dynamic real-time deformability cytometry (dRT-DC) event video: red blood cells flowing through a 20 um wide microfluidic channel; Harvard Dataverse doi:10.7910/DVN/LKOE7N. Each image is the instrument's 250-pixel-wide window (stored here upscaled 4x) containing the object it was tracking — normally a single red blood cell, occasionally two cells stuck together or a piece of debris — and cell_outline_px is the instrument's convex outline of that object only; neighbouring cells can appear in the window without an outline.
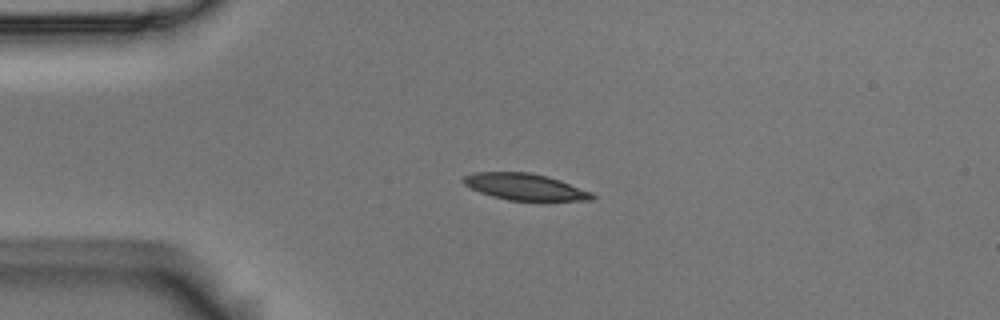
{"species": "Egyptian fruit bat (a non-hibernating species)", "species_latin": "Rousettus aegyptiacus", "temperature_condition": "room temperature", "stored_images_in_passage": 5, "camera_frame_rate_fps": 3000, "um_per_image_px": 0.085, "animal": {"sex": "male"}, "frame": {"image": 1, "passage_image": 3, "time_ms": 0.667, "image_size_px": [1000, 320], "cell_outline_px": [[596, 196], [592, 200], [508, 200], [492, 196], [480, 192], [464, 184], [460, 180], [464, 176], [472, 172], [528, 172], [548, 176], [560, 180], [592, 192]], "centroid_in_image_um": [44.6, 15.87], "position_along_channel_um": 40.4, "area_um2": 19.83}}
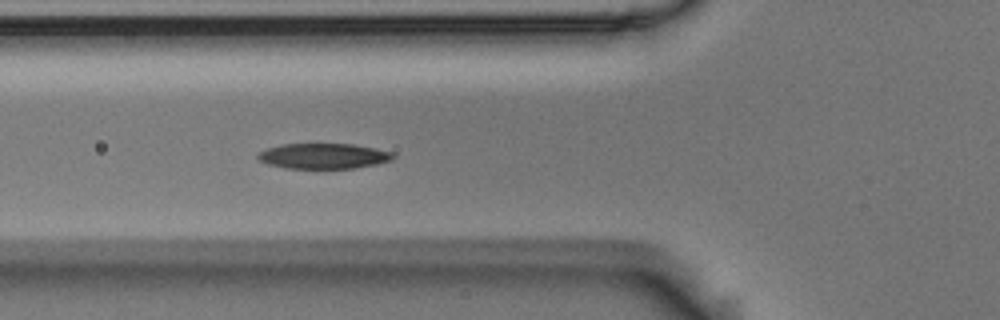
{"frame": {"image": 2, "passage_image": 5, "time_ms": 1.333, "image_size_px": [1000, 320], "cell_outline_px": [[396, 156], [392, 160], [376, 164], [356, 168], [284, 168], [268, 164], [260, 160], [256, 156], [260, 152], [268, 148], [280, 144], [352, 144], [376, 148], [392, 152]], "centroid_in_image_um": [27.52, 13.26], "position_along_channel_um": 98.3, "area_um2": 20.0}}